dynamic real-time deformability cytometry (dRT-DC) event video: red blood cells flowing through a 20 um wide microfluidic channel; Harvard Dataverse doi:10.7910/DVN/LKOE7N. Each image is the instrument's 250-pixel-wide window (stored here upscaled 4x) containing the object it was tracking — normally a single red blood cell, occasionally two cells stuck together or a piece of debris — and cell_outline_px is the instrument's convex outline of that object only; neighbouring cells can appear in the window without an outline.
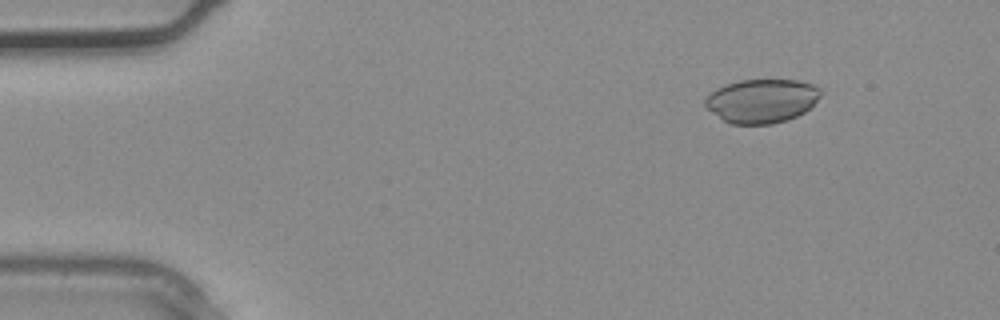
{"species": "common noctule bat (a hibernating species)", "species_latin": "Nyctalus noctula", "temperature_condition": "warm", "stored_images_in_passage": 3, "segment_of_instrument_passage": [1, 2], "camera_frame_rate_fps": 3000, "um_per_image_px": 0.085, "animal": {"sex": "male", "body_mass_g": 20.4}, "frame": {"image": 1, "passage_image": 1, "time_ms": 0.0, "image_size_px": [1000, 320], "cell_outline_px": [[820, 96], [804, 112], [788, 120], [772, 124], [732, 124], [724, 120], [712, 112], [704, 104], [704, 100], [716, 88], [740, 80], [796, 80], [812, 84], [820, 88]], "centroid_in_image_um": [64.74, 8.57], "position_along_channel_um": 20.3, "area_um2": 29.19}}